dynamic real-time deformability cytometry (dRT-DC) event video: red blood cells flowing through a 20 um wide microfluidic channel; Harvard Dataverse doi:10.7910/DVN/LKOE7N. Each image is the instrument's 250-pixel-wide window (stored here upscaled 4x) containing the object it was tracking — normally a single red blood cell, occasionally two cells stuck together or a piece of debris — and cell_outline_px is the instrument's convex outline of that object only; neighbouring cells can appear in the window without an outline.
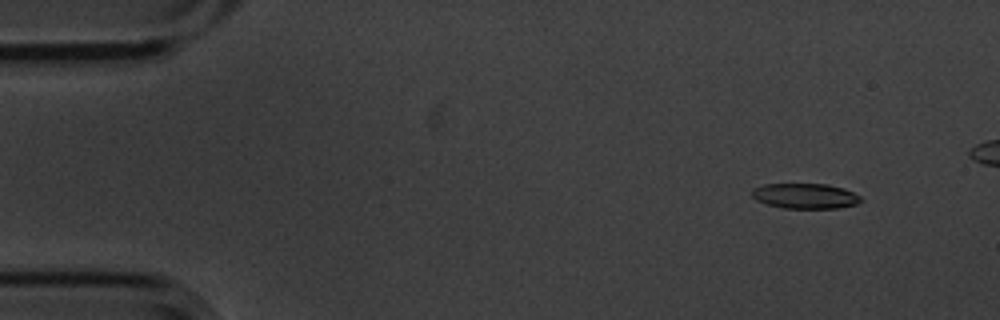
{"species": "common noctule bat (a hibernating species)", "species_latin": "Nyctalus noctula", "temperature_condition": "cold", "stored_images_in_passage": 5, "camera_frame_rate_fps": 3000, "um_per_image_px": 0.085, "animal": {"sex": "male", "body_mass_g": 20.1, "forearm_length_mm": 53.5}, "frame": {"image": 1, "passage_image": 1, "time_ms": 0.0, "image_size_px": [1000, 320], "cell_outline_px": [[860, 200], [856, 204], [840, 208], [784, 208], [768, 204], [756, 200], [752, 196], [752, 188], [764, 184], [828, 184], [844, 188], [860, 196]], "centroid_in_image_um": [68.42, 16.65], "position_along_channel_um": 16.6, "area_um2": 15.95}}